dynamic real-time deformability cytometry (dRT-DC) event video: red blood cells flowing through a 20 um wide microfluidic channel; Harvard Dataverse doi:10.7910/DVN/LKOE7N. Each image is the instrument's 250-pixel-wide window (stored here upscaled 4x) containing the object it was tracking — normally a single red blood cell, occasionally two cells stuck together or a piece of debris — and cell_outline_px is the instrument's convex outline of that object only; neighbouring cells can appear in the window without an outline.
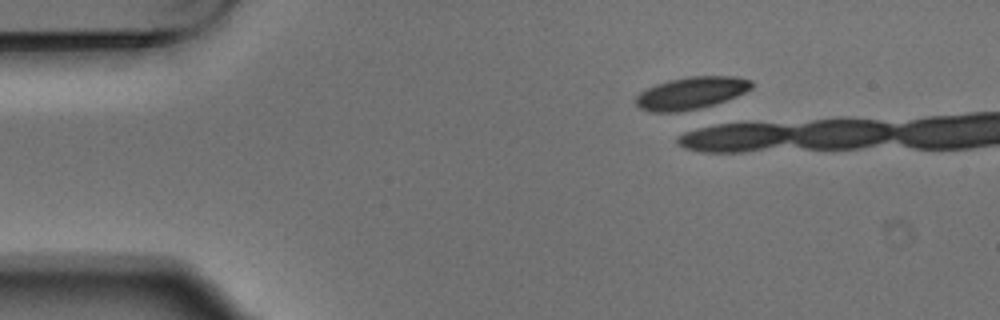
{"species": "Egyptian fruit bat (a non-hibernating species)", "species_latin": "Rousettus aegyptiacus", "temperature_condition": "warm", "stored_images_in_passage": 1, "camera_frame_rate_fps": 3000, "um_per_image_px": 0.085, "animal": {"sex": "male"}, "frame": {"image": 1, "passage_image": 1, "time_ms": 0.0, "image_size_px": [1000, 320], "cell_outline_px": [[752, 88], [736, 96], [700, 108], [676, 112], [652, 112], [640, 108], [636, 104], [636, 96], [640, 92], [656, 84], [668, 80], [688, 76], [732, 76], [752, 80]], "centroid_in_image_um": [58.72, 7.9], "position_along_channel_um": 26.3, "area_um2": 21.56}}